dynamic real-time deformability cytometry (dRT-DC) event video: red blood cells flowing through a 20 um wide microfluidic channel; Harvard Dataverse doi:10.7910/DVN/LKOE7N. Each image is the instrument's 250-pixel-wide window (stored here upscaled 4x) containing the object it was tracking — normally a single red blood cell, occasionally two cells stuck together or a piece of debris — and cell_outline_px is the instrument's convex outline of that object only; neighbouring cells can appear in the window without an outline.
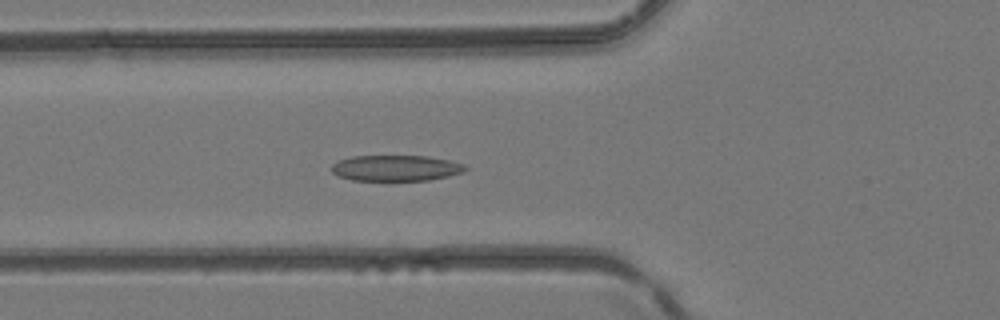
{"species": "common noctule bat (a hibernating species)", "species_latin": "Nyctalus noctula", "temperature_condition": "room temperature", "stored_images_in_passage": 27, "camera_frame_rate_fps": 3000, "um_per_image_px": 0.085, "animal": {"sex": "female", "body_mass_g": 24.6, "forearm_length_mm": 56.2}, "frame": {"image": 1, "passage_image": 6, "time_ms": 1.667, "image_size_px": [1000, 320], "cell_outline_px": [[468, 168], [464, 172], [448, 176], [428, 180], [352, 180], [336, 176], [332, 172], [332, 164], [336, 160], [352, 156], [428, 156], [448, 160], [464, 164]], "centroid_in_image_um": [33.62, 14.28], "position_along_channel_um": 92.2, "area_um2": 20.23}}
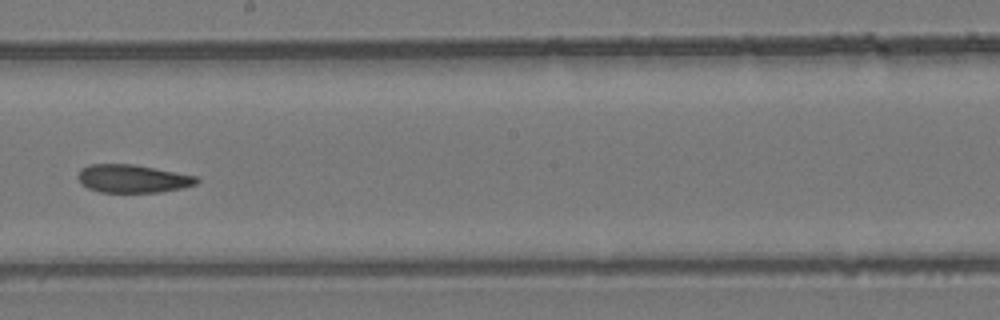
{"frame": {"image": 2, "passage_image": 15, "time_ms": 4.667, "image_size_px": [1000, 320], "cell_outline_px": [[200, 180], [196, 184], [180, 188], [160, 192], [100, 192], [88, 188], [80, 184], [76, 176], [80, 168], [88, 164], [132, 164], [196, 176]], "centroid_in_image_um": [11.2, 15.18], "position_along_channel_um": 237.0, "area_um2": 19.42}}
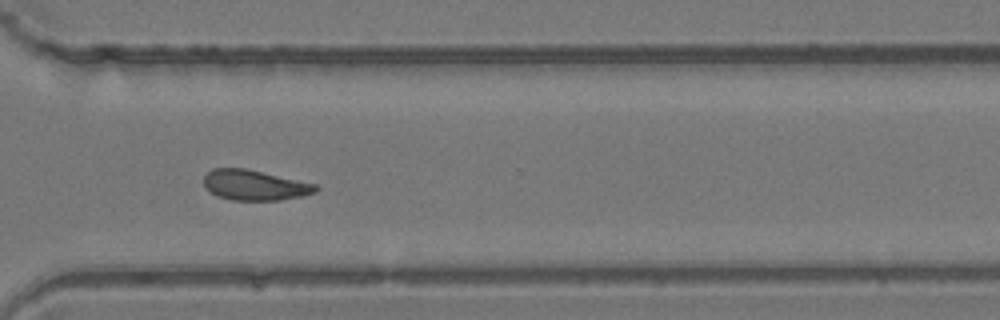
{"frame": {"image": 3, "passage_image": 22, "time_ms": 7.0, "image_size_px": [1000, 320], "cell_outline_px": [[320, 188], [316, 192], [304, 196], [280, 200], [232, 200], [216, 196], [204, 184], [204, 176], [212, 168], [244, 168], [316, 184]], "centroid_in_image_um": [21.67, 15.74], "position_along_channel_um": 348.9, "area_um2": 19.65}}